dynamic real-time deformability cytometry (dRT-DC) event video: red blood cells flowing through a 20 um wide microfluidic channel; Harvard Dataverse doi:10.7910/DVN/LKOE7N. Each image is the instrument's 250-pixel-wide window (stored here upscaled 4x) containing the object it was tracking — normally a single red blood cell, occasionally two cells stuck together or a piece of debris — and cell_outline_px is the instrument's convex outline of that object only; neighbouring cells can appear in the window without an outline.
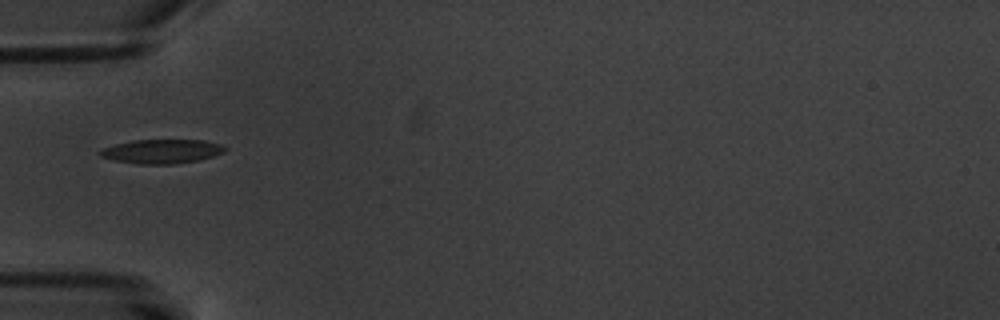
{"species": "common noctule bat (a hibernating species)", "species_latin": "Nyctalus noctula", "temperature_condition": "warm", "stored_images_in_passage": 12, "camera_frame_rate_fps": 3000, "um_per_image_px": 0.085, "animal": {"sex": "male", "body_mass_g": 20.1, "forearm_length_mm": 53.5}, "frame": {"image": 1, "passage_image": 1, "time_ms": 0.0, "image_size_px": [1000, 320], "cell_outline_px": [[228, 148], [224, 152], [200, 160], [172, 164], [136, 164], [112, 160], [100, 156], [96, 152], [104, 148], [116, 144], [132, 140], [204, 140], [220, 144]], "centroid_in_image_um": [13.73, 12.87], "position_along_channel_um": 71.3, "area_um2": 17.63}}
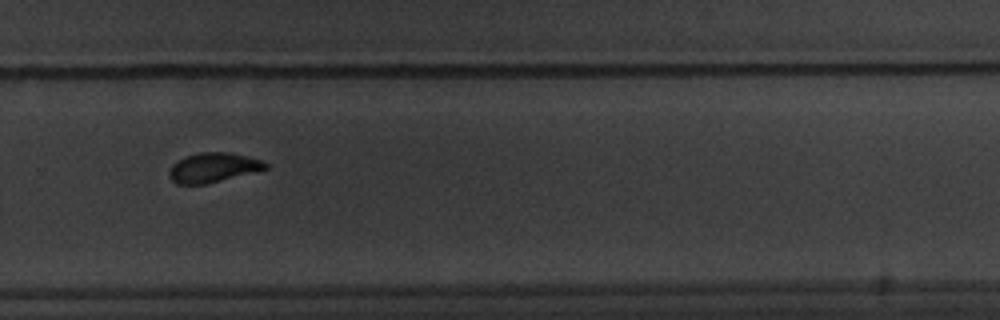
{"frame": {"image": 2, "passage_image": 7, "time_ms": 7.0, "image_size_px": [1000, 320], "cell_outline_px": [[268, 168], [204, 184], [176, 184], [168, 176], [168, 172], [172, 164], [188, 156], [200, 152], [232, 152], [264, 160], [268, 164]], "centroid_in_image_um": [18.12, 14.23], "position_along_channel_um": 311.7, "area_um2": 16.42}}
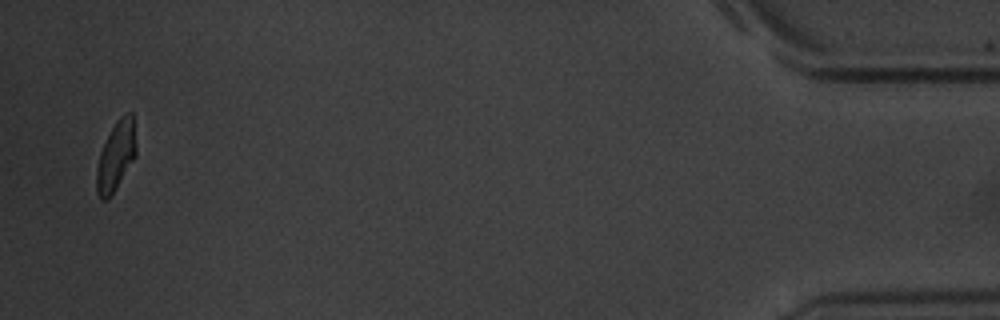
{"frame": {"image": 3, "passage_image": 12, "time_ms": 12.667, "image_size_px": [1000, 320], "cell_outline_px": [[136, 156], [108, 200], [100, 200], [96, 192], [96, 168], [100, 152], [112, 128], [120, 116], [124, 112], [132, 112], [136, 144]], "centroid_in_image_um": [9.85, 13.28], "position_along_channel_um": 425.4, "area_um2": 15.95}, "authors_computed_cell_mechanics": {"area_um2": 17.0221, "velocity_mm_per_s": 3.4253, "shape_relaxation_time_tau1_ms": 2.4694, "shape_relaxation_time_tau2_ms": 1.4968, "deformation_change_tau1": 0.1084, "deformation_change_tau2": 0.058}}